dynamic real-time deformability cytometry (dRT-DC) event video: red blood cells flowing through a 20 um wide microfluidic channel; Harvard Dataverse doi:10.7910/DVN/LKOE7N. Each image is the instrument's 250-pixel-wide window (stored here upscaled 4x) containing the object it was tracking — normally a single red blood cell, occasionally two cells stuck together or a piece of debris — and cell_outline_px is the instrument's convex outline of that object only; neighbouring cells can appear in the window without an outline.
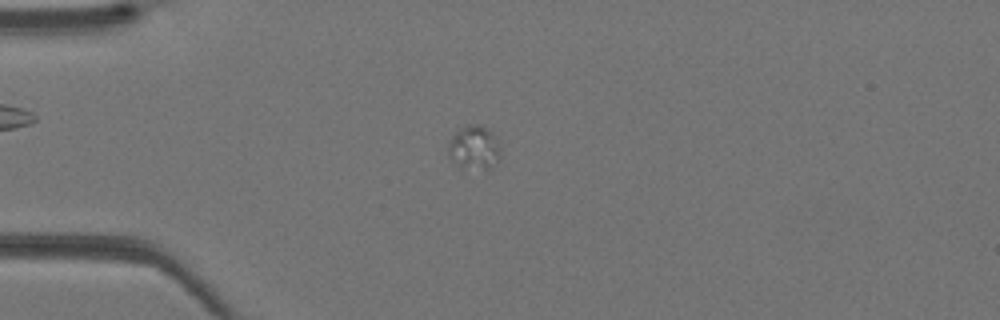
{"species": "Egyptian fruit bat (a non-hibernating species)", "species_latin": "Rousettus aegyptiacus", "temperature_condition": "warm", "stored_images_in_passage": 38, "camera_frame_rate_fps": 3000, "um_per_image_px": 0.085, "animal": {"sex": "female"}, "frame": {"image": 1, "passage_image": 7, "time_ms": 2.0, "image_size_px": [1000, 320], "cell_outline_px": [[500, 160], [488, 168], [484, 168], [456, 164], [448, 156], [448, 140], [460, 128], [468, 124], [480, 124], [488, 128], [496, 136], [500, 144]], "centroid_in_image_um": [40.32, 12.48], "position_along_channel_um": 44.7, "area_um2": 13.29}}
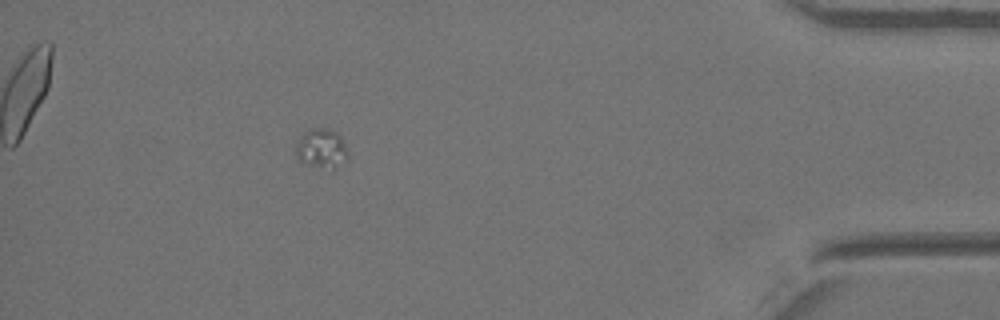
{"frame": {"image": 2, "passage_image": 34, "time_ms": 11.0, "image_size_px": [1000, 320], "cell_outline_px": [[348, 156], [332, 172], [320, 168], [300, 160], [296, 156], [296, 144], [300, 132], [308, 128], [324, 128], [336, 132], [340, 136], [348, 148]], "centroid_in_image_um": [27.32, 12.61], "position_along_channel_um": 407.9, "area_um2": 12.31}}